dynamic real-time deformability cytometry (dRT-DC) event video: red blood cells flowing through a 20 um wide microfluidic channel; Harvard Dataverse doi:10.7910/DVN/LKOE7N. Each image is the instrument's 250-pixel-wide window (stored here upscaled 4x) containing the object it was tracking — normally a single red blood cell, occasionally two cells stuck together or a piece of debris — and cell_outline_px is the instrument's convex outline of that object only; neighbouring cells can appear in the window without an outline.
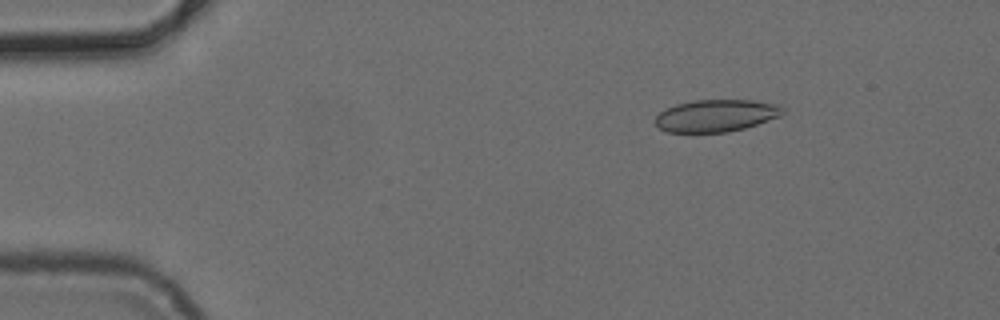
{"species": "common noctule bat (a hibernating species)", "species_latin": "Nyctalus noctula", "temperature_condition": "cold", "stored_images_in_passage": 4, "camera_frame_rate_fps": 3000, "um_per_image_px": 0.085, "animal": {"sex": "female", "body_mass_g": 24.6, "forearm_length_mm": 56.2}, "frame": {"image": 1, "passage_image": 2, "time_ms": 1.333, "image_size_px": [1000, 320], "cell_outline_px": [[784, 112], [780, 116], [744, 128], [728, 132], [668, 132], [660, 128], [656, 124], [656, 116], [660, 112], [676, 104], [696, 100], [752, 100], [780, 104], [784, 108]], "centroid_in_image_um": [60.9, 9.82], "position_along_channel_um": 24.1, "area_um2": 23.76}}